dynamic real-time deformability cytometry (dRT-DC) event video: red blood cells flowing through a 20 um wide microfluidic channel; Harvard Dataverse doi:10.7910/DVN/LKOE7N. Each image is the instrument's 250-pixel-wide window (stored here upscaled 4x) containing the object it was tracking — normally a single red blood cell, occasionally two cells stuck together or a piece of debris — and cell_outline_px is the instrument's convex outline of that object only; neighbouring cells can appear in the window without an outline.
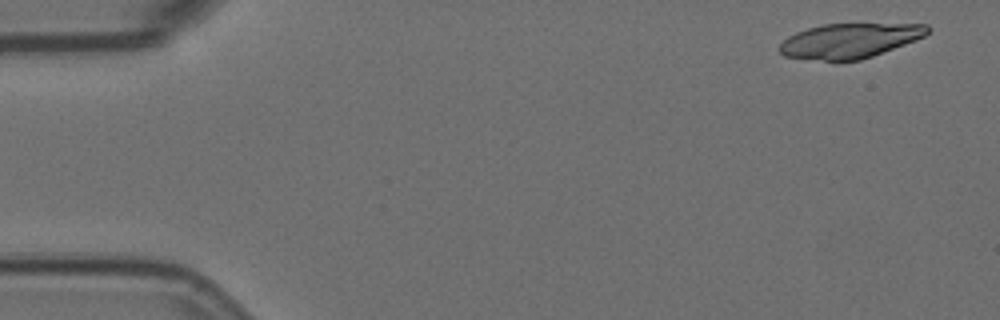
{"species": "Egyptian fruit bat (a non-hibernating species)", "species_latin": "Rousettus aegyptiacus", "temperature_condition": "room temperature", "stored_images_in_passage": 6, "camera_frame_rate_fps": 3000, "um_per_image_px": 0.085, "animal": {"sex": "female"}, "frame": {"image": 1, "passage_image": 1, "time_ms": 0.0, "image_size_px": [1000, 320], "cell_outline_px": [[932, 28], [924, 36], [916, 40], [872, 56], [860, 60], [824, 60], [784, 56], [776, 48], [788, 36], [796, 32], [808, 28], [824, 24], [928, 24]], "centroid_in_image_um": [72.22, 3.45], "position_along_channel_um": 12.8, "area_um2": 29.71}}